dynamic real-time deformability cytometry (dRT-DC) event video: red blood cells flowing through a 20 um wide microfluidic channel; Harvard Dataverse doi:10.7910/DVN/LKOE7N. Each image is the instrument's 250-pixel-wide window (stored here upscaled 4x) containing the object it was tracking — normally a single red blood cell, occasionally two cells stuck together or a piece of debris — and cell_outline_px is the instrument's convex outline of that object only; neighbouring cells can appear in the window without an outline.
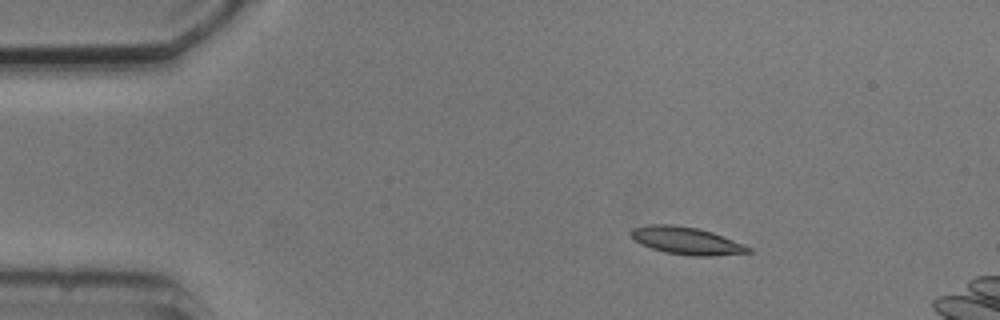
{"species": "common noctule bat (a hibernating species)", "species_latin": "Nyctalus noctula", "temperature_condition": "cold", "stored_images_in_passage": 4, "camera_frame_rate_fps": 3000, "um_per_image_px": 0.085, "animal": {"sex": "male", "body_mass_g": 20.5, "forearm_length_mm": 52.5}, "frame": {"image": 1, "passage_image": 2, "time_ms": 1.333, "image_size_px": [1000, 320], "cell_outline_px": [[752, 252], [712, 256], [688, 256], [664, 252], [640, 244], [632, 240], [628, 232], [632, 228], [648, 224], [672, 224], [696, 228], [712, 232], [744, 244], [752, 248]], "centroid_in_image_um": [58.3, 20.46], "position_along_channel_um": 26.7, "area_um2": 19.02}}